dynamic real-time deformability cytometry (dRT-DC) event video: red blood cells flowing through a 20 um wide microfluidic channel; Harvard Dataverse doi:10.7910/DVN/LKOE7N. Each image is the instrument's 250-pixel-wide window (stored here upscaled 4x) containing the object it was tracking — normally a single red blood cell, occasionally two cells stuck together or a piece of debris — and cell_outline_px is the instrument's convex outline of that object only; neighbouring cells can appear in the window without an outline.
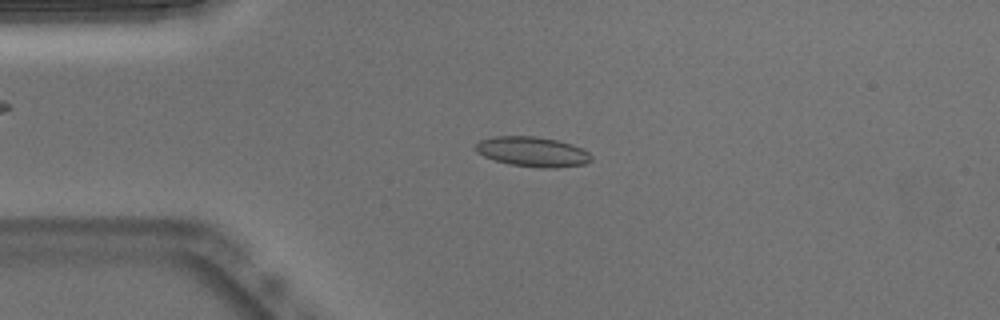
{"species": "Egyptian fruit bat (a non-hibernating species)", "species_latin": "Rousettus aegyptiacus", "temperature_condition": "warm", "stored_images_in_passage": 51, "camera_frame_rate_fps": 3000, "um_per_image_px": 0.085, "animal": {"sex": "male"}, "frame": {"image": 1, "passage_image": 11, "time_ms": 3.333, "image_size_px": [1000, 320], "cell_outline_px": [[592, 160], [584, 164], [556, 168], [540, 168], [512, 164], [496, 160], [484, 156], [476, 152], [476, 144], [480, 140], [492, 136], [536, 136], [556, 140], [572, 144], [588, 152], [592, 156]], "centroid_in_image_um": [45.27, 12.89], "position_along_channel_um": 39.7, "area_um2": 20.06}}
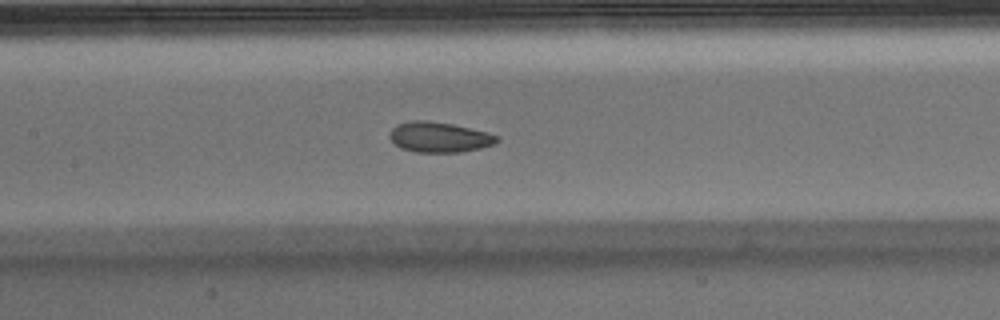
{"frame": {"image": 2, "passage_image": 23, "time_ms": 7.333, "image_size_px": [1000, 320], "cell_outline_px": [[500, 140], [496, 144], [480, 148], [460, 152], [416, 152], [400, 148], [388, 136], [392, 128], [396, 124], [412, 120], [428, 120], [452, 124], [488, 132], [500, 136]], "centroid_in_image_um": [37.36, 11.65], "position_along_channel_um": 170.0, "area_um2": 19.13}}
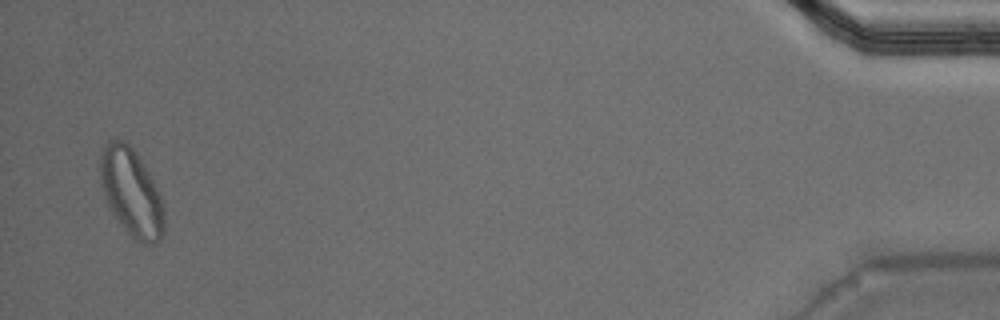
{"frame": {"image": 3, "passage_image": 50, "time_ms": 16.333, "image_size_px": [1000, 320], "cell_outline_px": [[164, 232], [160, 240], [156, 244], [140, 244], [132, 236], [112, 212], [104, 196], [100, 184], [100, 152], [104, 144], [108, 140], [124, 140], [136, 152], [148, 172], [160, 196], [164, 208]], "centroid_in_image_um": [11.16, 16.35], "position_along_channel_um": 424.0, "area_um2": 32.48}, "authors_computed_cell_mechanics": {"area_um2": 19.5942, "velocity_mm_per_s": 3.8014, "shape_relaxation_time_tau1_ms": null, "shape_relaxation_time_tau2_ms": 2.5367, "deformation_change_tau1": null, "deformation_change_tau2": 0.0667}}